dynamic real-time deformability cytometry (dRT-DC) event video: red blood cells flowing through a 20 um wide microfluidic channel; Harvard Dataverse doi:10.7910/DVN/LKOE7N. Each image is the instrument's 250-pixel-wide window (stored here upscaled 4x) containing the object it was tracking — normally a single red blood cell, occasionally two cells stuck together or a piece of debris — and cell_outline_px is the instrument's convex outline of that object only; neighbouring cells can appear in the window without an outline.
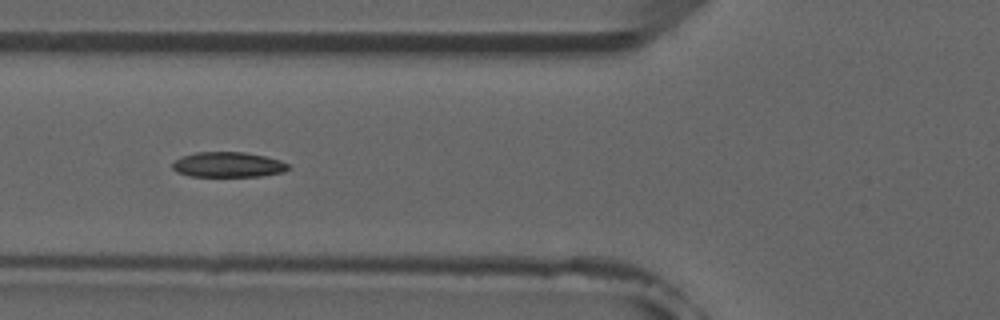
{"species": "common noctule bat (a hibernating species)", "species_latin": "Nyctalus noctula", "temperature_condition": "room temperature", "stored_images_in_passage": 8, "camera_frame_rate_fps": 3000, "um_per_image_px": 0.085, "animal": {"sex": "male", "forearm_length_mm": 52.5}, "frame": {"image": 1, "passage_image": 6, "time_ms": 6.0, "image_size_px": [1000, 320], "cell_outline_px": [[292, 168], [284, 172], [264, 176], [188, 176], [176, 172], [172, 168], [172, 164], [180, 156], [196, 152], [244, 152], [264, 156], [280, 160], [288, 164]], "centroid_in_image_um": [19.39, 14.0], "position_along_channel_um": 106.4, "area_um2": 17.17}}
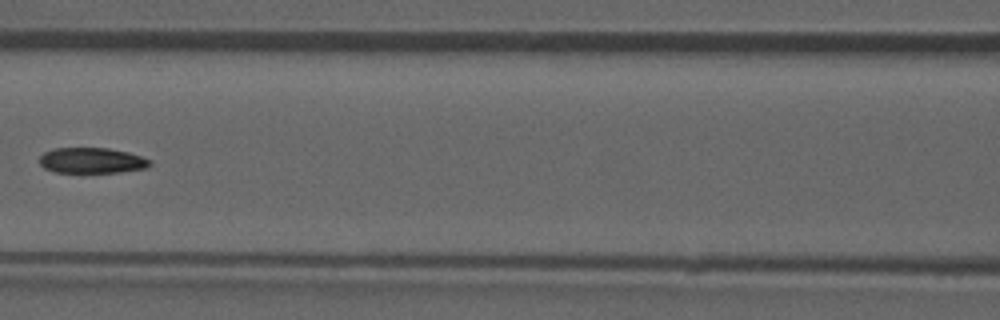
{"frame": {"image": 2, "passage_image": 7, "time_ms": 7.333, "image_size_px": [1000, 320], "cell_outline_px": [[152, 164], [148, 168], [120, 172], [56, 172], [44, 168], [40, 164], [40, 156], [44, 152], [56, 148], [108, 148], [128, 152], [152, 160]], "centroid_in_image_um": [7.84, 13.64], "position_along_channel_um": 158.8, "area_um2": 16.47}}